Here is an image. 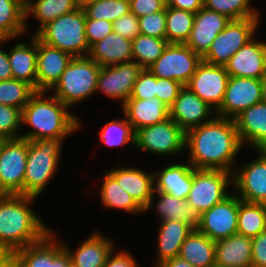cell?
<instances>
[{"instance_id": "cell-7", "label": "cell", "mask_w": 266, "mask_h": 267, "mask_svg": "<svg viewBox=\"0 0 266 267\" xmlns=\"http://www.w3.org/2000/svg\"><path fill=\"white\" fill-rule=\"evenodd\" d=\"M259 17L231 20L202 56V61L212 65H222L253 39Z\"/></svg>"}, {"instance_id": "cell-38", "label": "cell", "mask_w": 266, "mask_h": 267, "mask_svg": "<svg viewBox=\"0 0 266 267\" xmlns=\"http://www.w3.org/2000/svg\"><path fill=\"white\" fill-rule=\"evenodd\" d=\"M82 9L87 18L114 22L130 13L129 0H93L83 4Z\"/></svg>"}, {"instance_id": "cell-17", "label": "cell", "mask_w": 266, "mask_h": 267, "mask_svg": "<svg viewBox=\"0 0 266 267\" xmlns=\"http://www.w3.org/2000/svg\"><path fill=\"white\" fill-rule=\"evenodd\" d=\"M214 109L184 86L173 105L169 108V118L174 120L185 132L212 119L207 117ZM206 118V119H205ZM206 120V121H203Z\"/></svg>"}, {"instance_id": "cell-27", "label": "cell", "mask_w": 266, "mask_h": 267, "mask_svg": "<svg viewBox=\"0 0 266 267\" xmlns=\"http://www.w3.org/2000/svg\"><path fill=\"white\" fill-rule=\"evenodd\" d=\"M38 38L34 35L31 46L19 43L8 53L13 79L31 85L37 91Z\"/></svg>"}, {"instance_id": "cell-62", "label": "cell", "mask_w": 266, "mask_h": 267, "mask_svg": "<svg viewBox=\"0 0 266 267\" xmlns=\"http://www.w3.org/2000/svg\"><path fill=\"white\" fill-rule=\"evenodd\" d=\"M3 140H4V138H1L0 137V148H1V145H2Z\"/></svg>"}, {"instance_id": "cell-35", "label": "cell", "mask_w": 266, "mask_h": 267, "mask_svg": "<svg viewBox=\"0 0 266 267\" xmlns=\"http://www.w3.org/2000/svg\"><path fill=\"white\" fill-rule=\"evenodd\" d=\"M194 17L195 13L166 5V40L169 44H186Z\"/></svg>"}, {"instance_id": "cell-21", "label": "cell", "mask_w": 266, "mask_h": 267, "mask_svg": "<svg viewBox=\"0 0 266 267\" xmlns=\"http://www.w3.org/2000/svg\"><path fill=\"white\" fill-rule=\"evenodd\" d=\"M122 188L144 209L152 206L154 194V174H146L140 169L118 168L108 172Z\"/></svg>"}, {"instance_id": "cell-58", "label": "cell", "mask_w": 266, "mask_h": 267, "mask_svg": "<svg viewBox=\"0 0 266 267\" xmlns=\"http://www.w3.org/2000/svg\"><path fill=\"white\" fill-rule=\"evenodd\" d=\"M261 84H262V102L266 103V73L261 78Z\"/></svg>"}, {"instance_id": "cell-50", "label": "cell", "mask_w": 266, "mask_h": 267, "mask_svg": "<svg viewBox=\"0 0 266 267\" xmlns=\"http://www.w3.org/2000/svg\"><path fill=\"white\" fill-rule=\"evenodd\" d=\"M130 12L136 17L153 14L166 8V0H129Z\"/></svg>"}, {"instance_id": "cell-52", "label": "cell", "mask_w": 266, "mask_h": 267, "mask_svg": "<svg viewBox=\"0 0 266 267\" xmlns=\"http://www.w3.org/2000/svg\"><path fill=\"white\" fill-rule=\"evenodd\" d=\"M138 266L133 257L127 252L116 253L112 257V252L108 255L104 267H136Z\"/></svg>"}, {"instance_id": "cell-41", "label": "cell", "mask_w": 266, "mask_h": 267, "mask_svg": "<svg viewBox=\"0 0 266 267\" xmlns=\"http://www.w3.org/2000/svg\"><path fill=\"white\" fill-rule=\"evenodd\" d=\"M250 0H203V6L227 16L231 20L259 17L249 6Z\"/></svg>"}, {"instance_id": "cell-42", "label": "cell", "mask_w": 266, "mask_h": 267, "mask_svg": "<svg viewBox=\"0 0 266 267\" xmlns=\"http://www.w3.org/2000/svg\"><path fill=\"white\" fill-rule=\"evenodd\" d=\"M101 140L107 146L125 145L128 142L135 144V132L126 117L123 120L107 122L101 131Z\"/></svg>"}, {"instance_id": "cell-30", "label": "cell", "mask_w": 266, "mask_h": 267, "mask_svg": "<svg viewBox=\"0 0 266 267\" xmlns=\"http://www.w3.org/2000/svg\"><path fill=\"white\" fill-rule=\"evenodd\" d=\"M179 257L193 267H211L215 263V241L193 229L182 243Z\"/></svg>"}, {"instance_id": "cell-49", "label": "cell", "mask_w": 266, "mask_h": 267, "mask_svg": "<svg viewBox=\"0 0 266 267\" xmlns=\"http://www.w3.org/2000/svg\"><path fill=\"white\" fill-rule=\"evenodd\" d=\"M53 234L49 232V267H72L71 259L64 245L56 243ZM53 238V239H52Z\"/></svg>"}, {"instance_id": "cell-6", "label": "cell", "mask_w": 266, "mask_h": 267, "mask_svg": "<svg viewBox=\"0 0 266 267\" xmlns=\"http://www.w3.org/2000/svg\"><path fill=\"white\" fill-rule=\"evenodd\" d=\"M101 67L88 56L73 57L57 83L55 97L70 107L97 91Z\"/></svg>"}, {"instance_id": "cell-32", "label": "cell", "mask_w": 266, "mask_h": 267, "mask_svg": "<svg viewBox=\"0 0 266 267\" xmlns=\"http://www.w3.org/2000/svg\"><path fill=\"white\" fill-rule=\"evenodd\" d=\"M160 200L157 211L162 221L177 220L189 224L193 229L198 225L199 216L187 199H177L170 194L158 192Z\"/></svg>"}, {"instance_id": "cell-3", "label": "cell", "mask_w": 266, "mask_h": 267, "mask_svg": "<svg viewBox=\"0 0 266 267\" xmlns=\"http://www.w3.org/2000/svg\"><path fill=\"white\" fill-rule=\"evenodd\" d=\"M45 91H36L22 110V123L34 128L21 135L28 141L38 139H62L79 128L78 119L68 112L67 105L54 95L44 98Z\"/></svg>"}, {"instance_id": "cell-19", "label": "cell", "mask_w": 266, "mask_h": 267, "mask_svg": "<svg viewBox=\"0 0 266 267\" xmlns=\"http://www.w3.org/2000/svg\"><path fill=\"white\" fill-rule=\"evenodd\" d=\"M225 69L229 77L261 79L266 73V43L252 39L230 58Z\"/></svg>"}, {"instance_id": "cell-11", "label": "cell", "mask_w": 266, "mask_h": 267, "mask_svg": "<svg viewBox=\"0 0 266 267\" xmlns=\"http://www.w3.org/2000/svg\"><path fill=\"white\" fill-rule=\"evenodd\" d=\"M137 148L156 154H176L185 147V131L172 119L140 128L135 132Z\"/></svg>"}, {"instance_id": "cell-60", "label": "cell", "mask_w": 266, "mask_h": 267, "mask_svg": "<svg viewBox=\"0 0 266 267\" xmlns=\"http://www.w3.org/2000/svg\"><path fill=\"white\" fill-rule=\"evenodd\" d=\"M266 155V145L260 149Z\"/></svg>"}, {"instance_id": "cell-61", "label": "cell", "mask_w": 266, "mask_h": 267, "mask_svg": "<svg viewBox=\"0 0 266 267\" xmlns=\"http://www.w3.org/2000/svg\"><path fill=\"white\" fill-rule=\"evenodd\" d=\"M211 267H224V266L214 263Z\"/></svg>"}, {"instance_id": "cell-33", "label": "cell", "mask_w": 266, "mask_h": 267, "mask_svg": "<svg viewBox=\"0 0 266 267\" xmlns=\"http://www.w3.org/2000/svg\"><path fill=\"white\" fill-rule=\"evenodd\" d=\"M266 230V204L239 198L237 234L253 238Z\"/></svg>"}, {"instance_id": "cell-9", "label": "cell", "mask_w": 266, "mask_h": 267, "mask_svg": "<svg viewBox=\"0 0 266 267\" xmlns=\"http://www.w3.org/2000/svg\"><path fill=\"white\" fill-rule=\"evenodd\" d=\"M28 140L4 139L0 148V194L24 195Z\"/></svg>"}, {"instance_id": "cell-10", "label": "cell", "mask_w": 266, "mask_h": 267, "mask_svg": "<svg viewBox=\"0 0 266 267\" xmlns=\"http://www.w3.org/2000/svg\"><path fill=\"white\" fill-rule=\"evenodd\" d=\"M201 62L202 57L186 44H168L147 70L158 78L178 81L186 86Z\"/></svg>"}, {"instance_id": "cell-16", "label": "cell", "mask_w": 266, "mask_h": 267, "mask_svg": "<svg viewBox=\"0 0 266 267\" xmlns=\"http://www.w3.org/2000/svg\"><path fill=\"white\" fill-rule=\"evenodd\" d=\"M230 21L227 16L203 6L195 14L193 28L186 45L202 57Z\"/></svg>"}, {"instance_id": "cell-54", "label": "cell", "mask_w": 266, "mask_h": 267, "mask_svg": "<svg viewBox=\"0 0 266 267\" xmlns=\"http://www.w3.org/2000/svg\"><path fill=\"white\" fill-rule=\"evenodd\" d=\"M13 79L8 53L0 49V81Z\"/></svg>"}, {"instance_id": "cell-25", "label": "cell", "mask_w": 266, "mask_h": 267, "mask_svg": "<svg viewBox=\"0 0 266 267\" xmlns=\"http://www.w3.org/2000/svg\"><path fill=\"white\" fill-rule=\"evenodd\" d=\"M252 239L240 234L215 241V263L224 267H251Z\"/></svg>"}, {"instance_id": "cell-23", "label": "cell", "mask_w": 266, "mask_h": 267, "mask_svg": "<svg viewBox=\"0 0 266 267\" xmlns=\"http://www.w3.org/2000/svg\"><path fill=\"white\" fill-rule=\"evenodd\" d=\"M233 120L242 144L249 141L256 150L266 145V103H256Z\"/></svg>"}, {"instance_id": "cell-20", "label": "cell", "mask_w": 266, "mask_h": 267, "mask_svg": "<svg viewBox=\"0 0 266 267\" xmlns=\"http://www.w3.org/2000/svg\"><path fill=\"white\" fill-rule=\"evenodd\" d=\"M73 56L38 39L37 91L50 90L60 79Z\"/></svg>"}, {"instance_id": "cell-26", "label": "cell", "mask_w": 266, "mask_h": 267, "mask_svg": "<svg viewBox=\"0 0 266 267\" xmlns=\"http://www.w3.org/2000/svg\"><path fill=\"white\" fill-rule=\"evenodd\" d=\"M194 170L195 168L187 163L172 164L160 173L154 172V183L157 185L154 191L170 194L177 199H187L193 183Z\"/></svg>"}, {"instance_id": "cell-59", "label": "cell", "mask_w": 266, "mask_h": 267, "mask_svg": "<svg viewBox=\"0 0 266 267\" xmlns=\"http://www.w3.org/2000/svg\"><path fill=\"white\" fill-rule=\"evenodd\" d=\"M90 1H93V0H78L80 6H82L83 4L90 2Z\"/></svg>"}, {"instance_id": "cell-24", "label": "cell", "mask_w": 266, "mask_h": 267, "mask_svg": "<svg viewBox=\"0 0 266 267\" xmlns=\"http://www.w3.org/2000/svg\"><path fill=\"white\" fill-rule=\"evenodd\" d=\"M88 57L100 67L132 61V40L125 39L113 31L90 46Z\"/></svg>"}, {"instance_id": "cell-2", "label": "cell", "mask_w": 266, "mask_h": 267, "mask_svg": "<svg viewBox=\"0 0 266 267\" xmlns=\"http://www.w3.org/2000/svg\"><path fill=\"white\" fill-rule=\"evenodd\" d=\"M36 197L0 194V243L12 253L42 240L49 232L29 208Z\"/></svg>"}, {"instance_id": "cell-28", "label": "cell", "mask_w": 266, "mask_h": 267, "mask_svg": "<svg viewBox=\"0 0 266 267\" xmlns=\"http://www.w3.org/2000/svg\"><path fill=\"white\" fill-rule=\"evenodd\" d=\"M112 243L108 238L95 233L75 253H71L65 245L64 248L69 254L72 267H104L108 255L113 251Z\"/></svg>"}, {"instance_id": "cell-1", "label": "cell", "mask_w": 266, "mask_h": 267, "mask_svg": "<svg viewBox=\"0 0 266 267\" xmlns=\"http://www.w3.org/2000/svg\"><path fill=\"white\" fill-rule=\"evenodd\" d=\"M189 162L195 169L231 172L242 143L233 119L215 117L185 132Z\"/></svg>"}, {"instance_id": "cell-4", "label": "cell", "mask_w": 266, "mask_h": 267, "mask_svg": "<svg viewBox=\"0 0 266 267\" xmlns=\"http://www.w3.org/2000/svg\"><path fill=\"white\" fill-rule=\"evenodd\" d=\"M86 15L80 6L73 12L62 15L42 27L35 36L44 44L58 48L73 57H83L89 52L85 33Z\"/></svg>"}, {"instance_id": "cell-37", "label": "cell", "mask_w": 266, "mask_h": 267, "mask_svg": "<svg viewBox=\"0 0 266 267\" xmlns=\"http://www.w3.org/2000/svg\"><path fill=\"white\" fill-rule=\"evenodd\" d=\"M166 39L139 34L132 40L133 61L143 69H148L168 46Z\"/></svg>"}, {"instance_id": "cell-44", "label": "cell", "mask_w": 266, "mask_h": 267, "mask_svg": "<svg viewBox=\"0 0 266 267\" xmlns=\"http://www.w3.org/2000/svg\"><path fill=\"white\" fill-rule=\"evenodd\" d=\"M140 34L166 39V8L139 18Z\"/></svg>"}, {"instance_id": "cell-8", "label": "cell", "mask_w": 266, "mask_h": 267, "mask_svg": "<svg viewBox=\"0 0 266 267\" xmlns=\"http://www.w3.org/2000/svg\"><path fill=\"white\" fill-rule=\"evenodd\" d=\"M232 173L209 169L193 171V183L187 200L198 216L229 196L225 190L233 183Z\"/></svg>"}, {"instance_id": "cell-29", "label": "cell", "mask_w": 266, "mask_h": 267, "mask_svg": "<svg viewBox=\"0 0 266 267\" xmlns=\"http://www.w3.org/2000/svg\"><path fill=\"white\" fill-rule=\"evenodd\" d=\"M192 230L189 224L181 221H162L158 232L159 249L156 267L168 259L179 256L181 245Z\"/></svg>"}, {"instance_id": "cell-53", "label": "cell", "mask_w": 266, "mask_h": 267, "mask_svg": "<svg viewBox=\"0 0 266 267\" xmlns=\"http://www.w3.org/2000/svg\"><path fill=\"white\" fill-rule=\"evenodd\" d=\"M168 7L197 13L203 7V0H166Z\"/></svg>"}, {"instance_id": "cell-46", "label": "cell", "mask_w": 266, "mask_h": 267, "mask_svg": "<svg viewBox=\"0 0 266 267\" xmlns=\"http://www.w3.org/2000/svg\"><path fill=\"white\" fill-rule=\"evenodd\" d=\"M113 31L128 40H134L139 34V18L127 13L112 23Z\"/></svg>"}, {"instance_id": "cell-14", "label": "cell", "mask_w": 266, "mask_h": 267, "mask_svg": "<svg viewBox=\"0 0 266 267\" xmlns=\"http://www.w3.org/2000/svg\"><path fill=\"white\" fill-rule=\"evenodd\" d=\"M228 79L225 66L202 61L186 86L216 111L223 102Z\"/></svg>"}, {"instance_id": "cell-55", "label": "cell", "mask_w": 266, "mask_h": 267, "mask_svg": "<svg viewBox=\"0 0 266 267\" xmlns=\"http://www.w3.org/2000/svg\"><path fill=\"white\" fill-rule=\"evenodd\" d=\"M158 267H193L188 261L181 259L179 256L168 259Z\"/></svg>"}, {"instance_id": "cell-15", "label": "cell", "mask_w": 266, "mask_h": 267, "mask_svg": "<svg viewBox=\"0 0 266 267\" xmlns=\"http://www.w3.org/2000/svg\"><path fill=\"white\" fill-rule=\"evenodd\" d=\"M143 68L135 61L101 67L97 89L111 98L122 100L123 105L131 96L133 86Z\"/></svg>"}, {"instance_id": "cell-5", "label": "cell", "mask_w": 266, "mask_h": 267, "mask_svg": "<svg viewBox=\"0 0 266 267\" xmlns=\"http://www.w3.org/2000/svg\"><path fill=\"white\" fill-rule=\"evenodd\" d=\"M62 139L28 141L24 195L38 197L54 175L60 159Z\"/></svg>"}, {"instance_id": "cell-12", "label": "cell", "mask_w": 266, "mask_h": 267, "mask_svg": "<svg viewBox=\"0 0 266 267\" xmlns=\"http://www.w3.org/2000/svg\"><path fill=\"white\" fill-rule=\"evenodd\" d=\"M239 197L229 195L208 211L199 215L196 229L217 241L237 234Z\"/></svg>"}, {"instance_id": "cell-22", "label": "cell", "mask_w": 266, "mask_h": 267, "mask_svg": "<svg viewBox=\"0 0 266 267\" xmlns=\"http://www.w3.org/2000/svg\"><path fill=\"white\" fill-rule=\"evenodd\" d=\"M121 107L134 132L169 118V108L158 98L128 99Z\"/></svg>"}, {"instance_id": "cell-18", "label": "cell", "mask_w": 266, "mask_h": 267, "mask_svg": "<svg viewBox=\"0 0 266 267\" xmlns=\"http://www.w3.org/2000/svg\"><path fill=\"white\" fill-rule=\"evenodd\" d=\"M259 158L243 166L238 173H232V184H236L245 202L266 204V155L261 151Z\"/></svg>"}, {"instance_id": "cell-39", "label": "cell", "mask_w": 266, "mask_h": 267, "mask_svg": "<svg viewBox=\"0 0 266 267\" xmlns=\"http://www.w3.org/2000/svg\"><path fill=\"white\" fill-rule=\"evenodd\" d=\"M35 92L31 85L21 80L0 81V104L23 110Z\"/></svg>"}, {"instance_id": "cell-31", "label": "cell", "mask_w": 266, "mask_h": 267, "mask_svg": "<svg viewBox=\"0 0 266 267\" xmlns=\"http://www.w3.org/2000/svg\"><path fill=\"white\" fill-rule=\"evenodd\" d=\"M26 0H0V38L12 39L26 29Z\"/></svg>"}, {"instance_id": "cell-45", "label": "cell", "mask_w": 266, "mask_h": 267, "mask_svg": "<svg viewBox=\"0 0 266 267\" xmlns=\"http://www.w3.org/2000/svg\"><path fill=\"white\" fill-rule=\"evenodd\" d=\"M157 77L147 69L139 74L129 99H152L156 98Z\"/></svg>"}, {"instance_id": "cell-47", "label": "cell", "mask_w": 266, "mask_h": 267, "mask_svg": "<svg viewBox=\"0 0 266 267\" xmlns=\"http://www.w3.org/2000/svg\"><path fill=\"white\" fill-rule=\"evenodd\" d=\"M113 32L112 22L86 17L85 33L89 47Z\"/></svg>"}, {"instance_id": "cell-63", "label": "cell", "mask_w": 266, "mask_h": 267, "mask_svg": "<svg viewBox=\"0 0 266 267\" xmlns=\"http://www.w3.org/2000/svg\"><path fill=\"white\" fill-rule=\"evenodd\" d=\"M5 40H9V39H1V38H0V43H1V42H4Z\"/></svg>"}, {"instance_id": "cell-57", "label": "cell", "mask_w": 266, "mask_h": 267, "mask_svg": "<svg viewBox=\"0 0 266 267\" xmlns=\"http://www.w3.org/2000/svg\"><path fill=\"white\" fill-rule=\"evenodd\" d=\"M0 267H16V260L14 254H12Z\"/></svg>"}, {"instance_id": "cell-43", "label": "cell", "mask_w": 266, "mask_h": 267, "mask_svg": "<svg viewBox=\"0 0 266 267\" xmlns=\"http://www.w3.org/2000/svg\"><path fill=\"white\" fill-rule=\"evenodd\" d=\"M22 124V110L0 104V137L4 139L21 138L17 130Z\"/></svg>"}, {"instance_id": "cell-34", "label": "cell", "mask_w": 266, "mask_h": 267, "mask_svg": "<svg viewBox=\"0 0 266 267\" xmlns=\"http://www.w3.org/2000/svg\"><path fill=\"white\" fill-rule=\"evenodd\" d=\"M80 7L78 0H37L36 2H25L26 18L32 14L41 21L36 33L47 23L54 19L75 11Z\"/></svg>"}, {"instance_id": "cell-36", "label": "cell", "mask_w": 266, "mask_h": 267, "mask_svg": "<svg viewBox=\"0 0 266 267\" xmlns=\"http://www.w3.org/2000/svg\"><path fill=\"white\" fill-rule=\"evenodd\" d=\"M100 195L102 202L107 207L123 209L132 213L144 212V209L109 173L104 176Z\"/></svg>"}, {"instance_id": "cell-51", "label": "cell", "mask_w": 266, "mask_h": 267, "mask_svg": "<svg viewBox=\"0 0 266 267\" xmlns=\"http://www.w3.org/2000/svg\"><path fill=\"white\" fill-rule=\"evenodd\" d=\"M252 239L251 267H266V230Z\"/></svg>"}, {"instance_id": "cell-40", "label": "cell", "mask_w": 266, "mask_h": 267, "mask_svg": "<svg viewBox=\"0 0 266 267\" xmlns=\"http://www.w3.org/2000/svg\"><path fill=\"white\" fill-rule=\"evenodd\" d=\"M16 267H49V233L39 242L13 253Z\"/></svg>"}, {"instance_id": "cell-48", "label": "cell", "mask_w": 266, "mask_h": 267, "mask_svg": "<svg viewBox=\"0 0 266 267\" xmlns=\"http://www.w3.org/2000/svg\"><path fill=\"white\" fill-rule=\"evenodd\" d=\"M183 87L184 86L178 81L157 77L156 98L161 100L168 108H170Z\"/></svg>"}, {"instance_id": "cell-13", "label": "cell", "mask_w": 266, "mask_h": 267, "mask_svg": "<svg viewBox=\"0 0 266 267\" xmlns=\"http://www.w3.org/2000/svg\"><path fill=\"white\" fill-rule=\"evenodd\" d=\"M261 100V79L229 77L223 102L216 110L217 117L234 119Z\"/></svg>"}, {"instance_id": "cell-56", "label": "cell", "mask_w": 266, "mask_h": 267, "mask_svg": "<svg viewBox=\"0 0 266 267\" xmlns=\"http://www.w3.org/2000/svg\"><path fill=\"white\" fill-rule=\"evenodd\" d=\"M13 253L0 243V265L3 264Z\"/></svg>"}]
</instances>
